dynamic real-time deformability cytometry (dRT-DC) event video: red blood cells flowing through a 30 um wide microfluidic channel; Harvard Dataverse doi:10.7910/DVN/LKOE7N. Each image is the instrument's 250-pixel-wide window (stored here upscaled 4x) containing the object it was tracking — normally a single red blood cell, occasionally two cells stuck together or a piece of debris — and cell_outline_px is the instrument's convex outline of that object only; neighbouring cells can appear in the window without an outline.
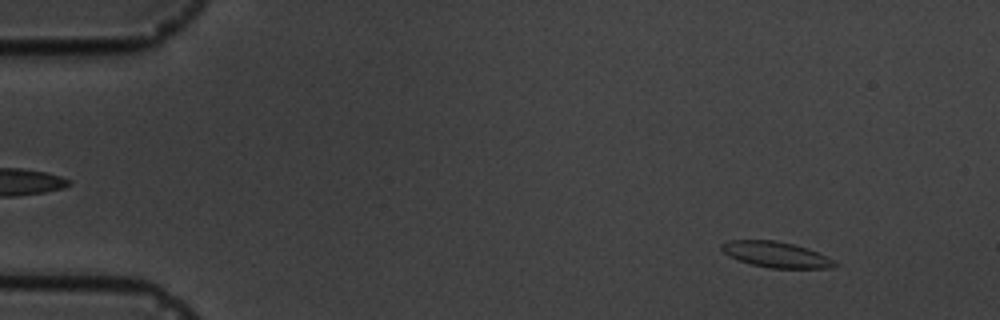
{"species": "common noctule bat (a hibernating species)", "species_latin": "Nyctalus noctula", "temperature_condition": "cold", "stored_images_in_passage": 7, "camera_frame_rate_fps": 3000, "um_per_image_px": 0.085, "animal": {"sex": "male", "body_mass_g": 19.5, "forearm_length_mm": 54.6}, "frame": {"image": 1, "passage_image": 2, "time_ms": 1.0, "image_size_px": [1000, 320], "cell_outline_px": [[836, 264], [828, 268], [772, 268], [752, 264], [736, 260], [728, 256], [720, 248], [720, 244], [728, 240], [776, 240], [808, 248], [832, 260]], "centroid_in_image_um": [65.86, 21.62], "position_along_channel_um": 19.1, "area_um2": 16.76}}
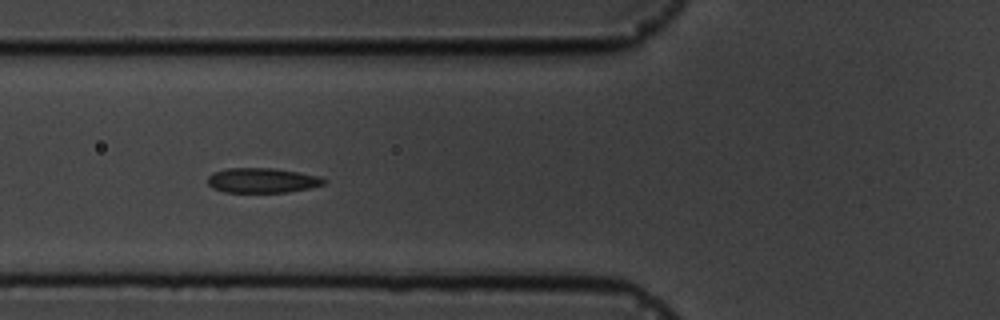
{"frame": {"image": 2, "passage_image": 6, "time_ms": 6.0, "image_size_px": [1000, 320], "cell_outline_px": [[328, 180], [324, 184], [308, 188], [288, 192], [224, 192], [212, 188], [208, 184], [208, 176], [212, 172], [228, 168], [276, 168], [300, 172], [320, 176]], "centroid_in_image_um": [22.29, 15.32], "position_along_channel_um": 103.5, "area_um2": 16.99}}
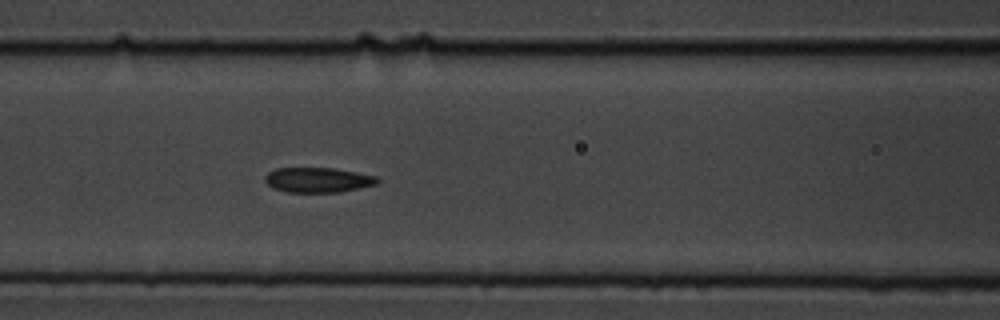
{"frame": {"image": 3, "passage_image": 7, "time_ms": 7.0, "image_size_px": [1000, 320], "cell_outline_px": [[380, 180], [376, 184], [360, 188], [340, 192], [288, 192], [272, 188], [264, 180], [264, 176], [268, 172], [276, 168], [336, 168], [376, 176]], "centroid_in_image_um": [27.01, 15.29], "position_along_channel_um": 139.6, "area_um2": 16.42}}